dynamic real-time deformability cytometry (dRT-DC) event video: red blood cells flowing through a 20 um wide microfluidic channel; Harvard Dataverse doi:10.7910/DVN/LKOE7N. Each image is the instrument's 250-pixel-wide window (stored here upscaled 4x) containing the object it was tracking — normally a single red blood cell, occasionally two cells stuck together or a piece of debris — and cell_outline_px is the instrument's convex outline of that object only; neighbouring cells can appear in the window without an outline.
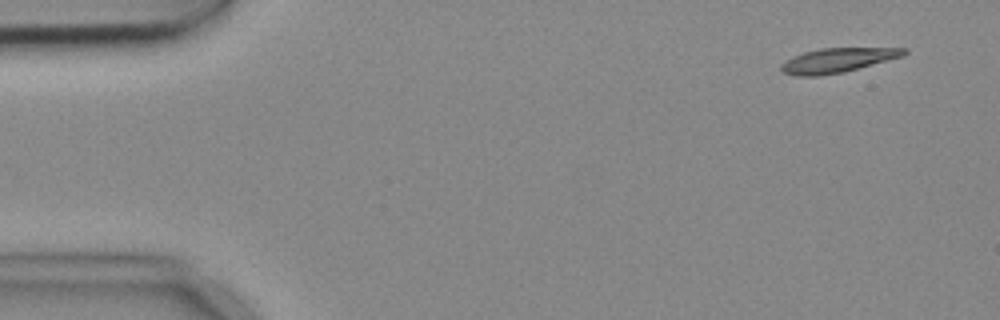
{"species": "common noctule bat (a hibernating species)", "species_latin": "Nyctalus noctula", "temperature_condition": "cold", "stored_images_in_passage": 8, "camera_frame_rate_fps": 3000, "um_per_image_px": 0.085, "animal": {"sex": "female", "body_mass_g": 18.4}, "frame": {"image": 1, "passage_image": 1, "time_ms": 0.0, "image_size_px": [1000, 320], "cell_outline_px": [[908, 52], [904, 56], [844, 72], [820, 76], [796, 76], [784, 72], [780, 68], [780, 64], [792, 56], [804, 52], [820, 48], [908, 48]], "centroid_in_image_um": [71.19, 5.12], "position_along_channel_um": 13.8, "area_um2": 17.57}}
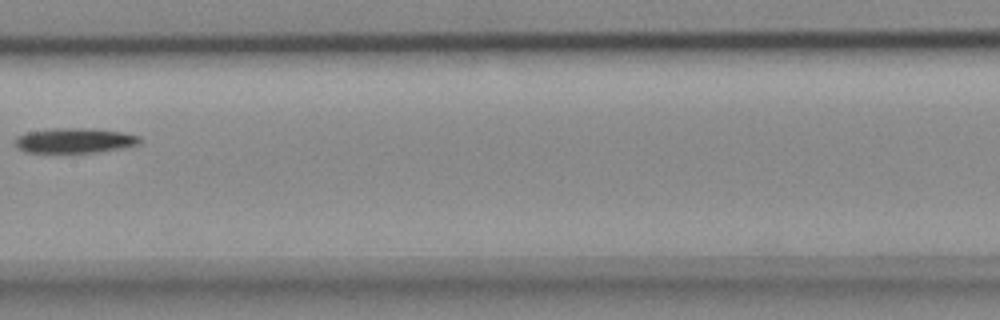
{"frame": {"image": 2, "passage_image": 7, "time_ms": 2.0, "image_size_px": [1000, 320], "cell_outline_px": [[140, 144], [124, 148], [96, 152], [28, 152], [20, 148], [12, 140], [16, 136], [24, 132], [56, 128], [84, 128], [120, 132], [140, 136]], "centroid_in_image_um": [6.32, 11.94], "position_along_channel_um": 201.1, "area_um2": 18.03}}
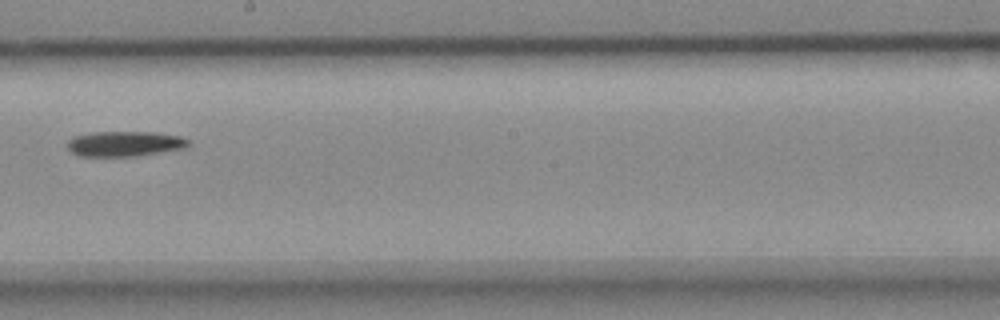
{"frame": {"image": 3, "passage_image": 8, "time_ms": 2.333, "image_size_px": [1000, 320], "cell_outline_px": [[192, 144], [184, 148], [132, 156], [80, 156], [72, 152], [68, 148], [68, 140], [72, 136], [92, 132], [156, 132], [180, 136], [188, 140]], "centroid_in_image_um": [10.58, 12.2], "position_along_channel_um": 237.6, "area_um2": 17.69}}